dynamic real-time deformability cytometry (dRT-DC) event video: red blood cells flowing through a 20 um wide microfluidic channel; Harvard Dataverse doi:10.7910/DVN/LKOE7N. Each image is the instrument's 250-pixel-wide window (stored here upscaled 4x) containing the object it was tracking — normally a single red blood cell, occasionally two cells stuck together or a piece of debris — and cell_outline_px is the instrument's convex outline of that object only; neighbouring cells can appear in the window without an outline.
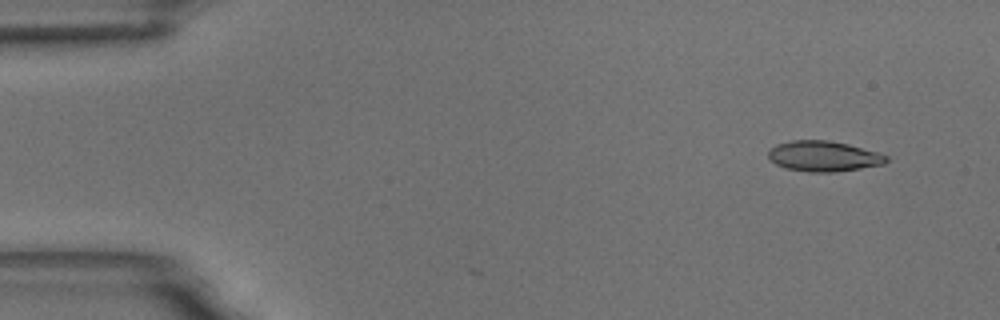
{"species": "common noctule bat (a hibernating species)", "species_latin": "Nyctalus noctula", "temperature_condition": "room temperature", "stored_images_in_passage": 5, "camera_frame_rate_fps": 3000, "um_per_image_px": 0.085, "animal": {"sex": "male", "body_mass_g": 18.8}, "frame": {"image": 1, "passage_image": 2, "time_ms": 0.333, "image_size_px": [1000, 320], "cell_outline_px": [[888, 160], [884, 164], [836, 172], [808, 172], [784, 168], [776, 164], [768, 156], [768, 152], [776, 144], [792, 140], [828, 140], [848, 144], [876, 152], [888, 156]], "centroid_in_image_um": [69.99, 13.28], "position_along_channel_um": 15.0, "area_um2": 20.87}}